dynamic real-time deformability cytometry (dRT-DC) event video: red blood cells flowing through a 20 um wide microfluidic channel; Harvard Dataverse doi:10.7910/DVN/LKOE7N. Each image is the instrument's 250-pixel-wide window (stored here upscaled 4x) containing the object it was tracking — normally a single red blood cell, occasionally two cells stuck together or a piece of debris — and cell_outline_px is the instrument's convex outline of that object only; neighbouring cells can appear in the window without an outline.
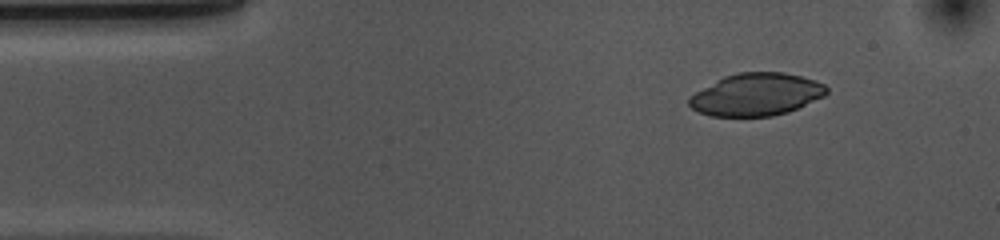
{"species": "common noctule bat (a hibernating species)", "species_latin": "Nyctalus noctula", "temperature_condition": "cold", "stored_images_in_passage": 47, "camera_frame_rate_fps": 3000, "um_per_image_px": 0.085, "animal": {"sex": "female", "body_mass_g": 10.0, "forearm_length_mm": 53.1}, "frame": {"image": 1, "passage_image": 1, "time_ms": 0.0, "image_size_px": [1000, 240], "cell_outline_px": [[828, 92], [824, 96], [788, 112], [772, 116], [712, 116], [700, 112], [692, 108], [688, 104], [688, 96], [716, 80], [724, 76], [736, 72], [784, 72], [816, 80], [824, 84], [828, 88]], "centroid_in_image_um": [64.28, 8.02], "position_along_channel_um": 20.7, "area_um2": 34.04}}